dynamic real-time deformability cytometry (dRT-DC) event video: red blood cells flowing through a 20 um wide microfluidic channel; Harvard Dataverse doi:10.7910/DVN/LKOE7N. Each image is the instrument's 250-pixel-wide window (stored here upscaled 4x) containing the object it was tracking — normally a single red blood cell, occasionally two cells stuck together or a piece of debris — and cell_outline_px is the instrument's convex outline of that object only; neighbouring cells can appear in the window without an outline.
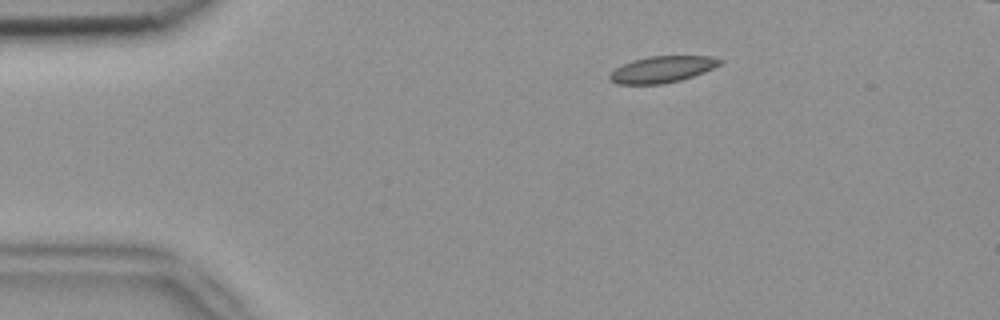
{"species": "common noctule bat (a hibernating species)", "species_latin": "Nyctalus noctula", "temperature_condition": "room temperature", "stored_images_in_passage": 3, "camera_frame_rate_fps": 3000, "um_per_image_px": 0.085, "animal": {"sex": "female", "body_mass_g": 18.4}, "frame": {"image": 1, "passage_image": 1, "time_ms": 0.0, "image_size_px": [1000, 320], "cell_outline_px": [[724, 60], [720, 64], [704, 72], [680, 80], [664, 84], [616, 84], [608, 80], [608, 76], [616, 68], [632, 60], [648, 56], [712, 56]], "centroid_in_image_um": [56.27, 5.89], "position_along_channel_um": 28.7, "area_um2": 16.99}}